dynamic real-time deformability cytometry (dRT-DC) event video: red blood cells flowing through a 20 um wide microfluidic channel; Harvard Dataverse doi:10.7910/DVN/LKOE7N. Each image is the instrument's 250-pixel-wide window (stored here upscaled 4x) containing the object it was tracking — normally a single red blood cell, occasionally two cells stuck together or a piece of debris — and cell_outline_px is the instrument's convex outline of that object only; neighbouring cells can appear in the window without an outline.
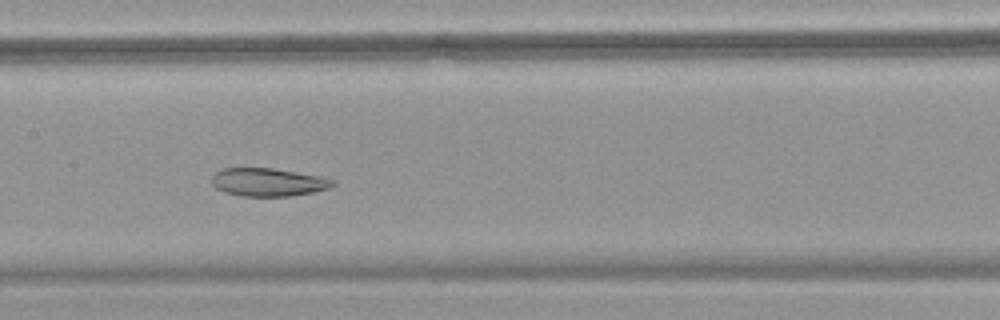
{"species": "common noctule bat (a hibernating species)", "species_latin": "Nyctalus noctula", "temperature_condition": "warm", "stored_images_in_passage": 47, "camera_frame_rate_fps": 3000, "um_per_image_px": 0.085, "animal": {"sex": "female", "body_mass_g": 18.4}, "frame": {"image": 1, "passage_image": 23, "time_ms": 7.333, "image_size_px": [1000, 320], "cell_outline_px": [[336, 184], [328, 188], [316, 192], [292, 196], [244, 196], [224, 192], [216, 188], [212, 184], [212, 176], [216, 172], [224, 168], [272, 168], [320, 176], [336, 180]], "centroid_in_image_um": [22.82, 15.49], "position_along_channel_um": 184.6, "area_um2": 19.88}}
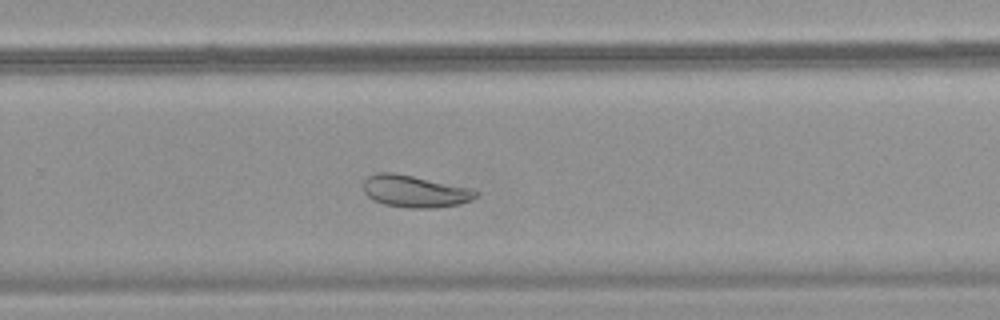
{"frame": {"image": 2, "passage_image": 31, "time_ms": 10.0, "image_size_px": [1000, 320], "cell_outline_px": [[480, 192], [472, 200], [460, 204], [436, 208], [408, 208], [384, 204], [372, 200], [364, 192], [364, 180], [368, 176], [376, 172], [392, 172], [476, 188]], "centroid_in_image_um": [35.31, 16.26], "position_along_channel_um": 294.5, "area_um2": 21.39}}
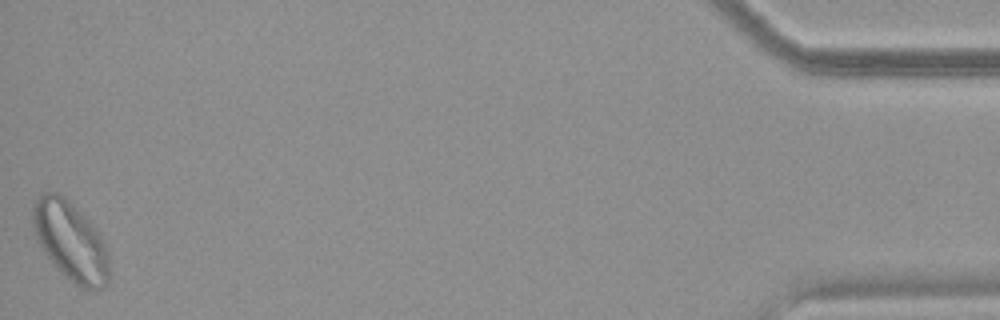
{"frame": {"image": 3, "passage_image": 47, "time_ms": 15.333, "image_size_px": [1000, 320], "cell_outline_px": [[108, 284], [96, 292], [84, 288], [76, 284], [60, 272], [56, 268], [44, 252], [36, 236], [32, 224], [32, 204], [44, 192], [56, 192], [64, 196], [100, 232], [108, 256]], "centroid_in_image_um": [6.0, 20.51], "position_along_channel_um": 429.2, "area_um2": 35.08}}